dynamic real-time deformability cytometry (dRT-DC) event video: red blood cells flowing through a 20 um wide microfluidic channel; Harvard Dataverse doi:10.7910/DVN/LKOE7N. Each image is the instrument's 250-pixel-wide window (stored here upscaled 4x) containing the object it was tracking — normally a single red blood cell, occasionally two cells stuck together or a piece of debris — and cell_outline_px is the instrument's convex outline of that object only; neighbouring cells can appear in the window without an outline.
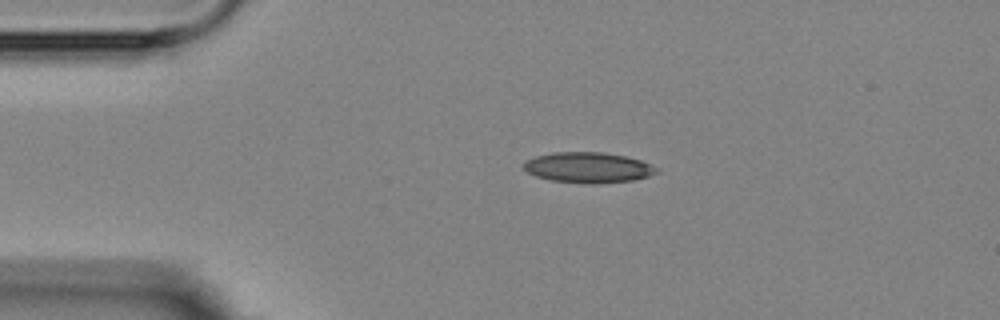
{"species": "Egyptian fruit bat (a non-hibernating species)", "species_latin": "Rousettus aegyptiacus", "temperature_condition": "room temperature", "stored_images_in_passage": 2, "camera_frame_rate_fps": 3000, "um_per_image_px": 0.085, "animal": {"sex": "female"}, "frame": {"image": 1, "passage_image": 1, "time_ms": 0.0, "image_size_px": [1000, 320], "cell_outline_px": [[660, 172], [648, 176], [632, 180], [592, 184], [588, 184], [552, 180], [536, 176], [528, 172], [524, 168], [524, 160], [536, 156], [552, 152], [604, 152], [624, 156], [640, 160], [660, 168]], "centroid_in_image_um": [50.01, 14.23], "position_along_channel_um": 35.0, "area_um2": 23.64}}